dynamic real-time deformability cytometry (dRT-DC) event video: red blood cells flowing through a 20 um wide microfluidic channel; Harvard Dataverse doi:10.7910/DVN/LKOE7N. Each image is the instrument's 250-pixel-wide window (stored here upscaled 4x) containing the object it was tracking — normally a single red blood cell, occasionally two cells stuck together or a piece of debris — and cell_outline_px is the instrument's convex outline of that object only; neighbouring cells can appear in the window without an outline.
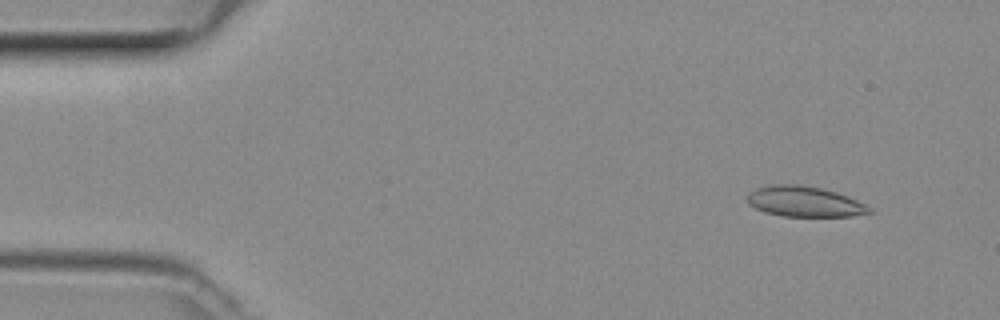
{"species": "common noctule bat (a hibernating species)", "species_latin": "Nyctalus noctula", "temperature_condition": "room temperature", "stored_images_in_passage": 49, "camera_frame_rate_fps": 3000, "um_per_image_px": 0.085, "animal": {"sex": "female", "body_mass_g": 29.2, "forearm_length_mm": 56.3}, "frame": {"image": 1, "passage_image": 5, "time_ms": 1.333, "image_size_px": [1000, 320], "cell_outline_px": [[872, 212], [852, 216], [784, 216], [764, 212], [748, 204], [748, 192], [756, 188], [772, 184], [800, 184], [820, 188], [836, 192], [848, 196], [872, 208]], "centroid_in_image_um": [68.36, 17.13], "position_along_channel_um": 16.6, "area_um2": 21.62}}
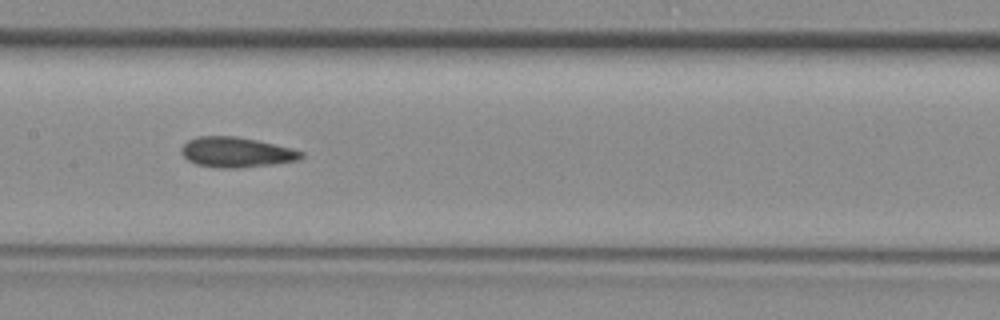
{"frame": {"image": 2, "passage_image": 24, "time_ms": 7.667, "image_size_px": [1000, 320], "cell_outline_px": [[304, 156], [296, 160], [272, 164], [236, 168], [220, 168], [196, 164], [188, 160], [180, 152], [180, 148], [188, 140], [196, 136], [236, 136], [256, 140], [292, 148], [304, 152]], "centroid_in_image_um": [20.06, 12.93], "position_along_channel_um": 187.3, "area_um2": 20.98}}
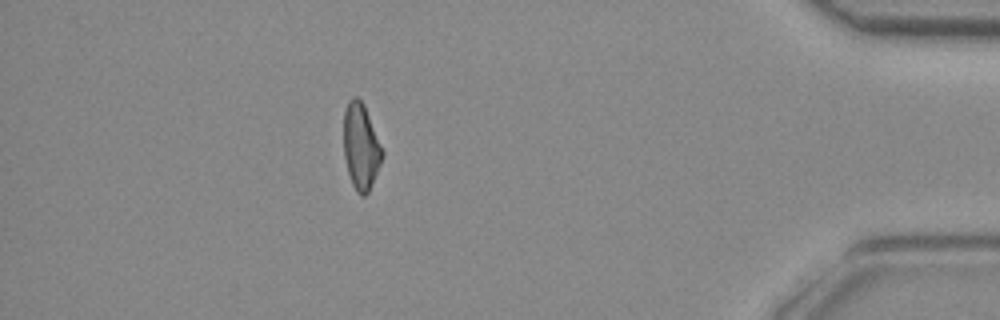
{"frame": {"image": 3, "passage_image": 43, "time_ms": 14.0, "image_size_px": [1000, 320], "cell_outline_px": [[384, 152], [380, 164], [368, 192], [364, 196], [360, 196], [356, 192], [352, 184], [348, 172], [344, 156], [344, 112], [348, 100], [352, 96], [356, 96], [364, 104]], "centroid_in_image_um": [30.67, 12.44], "position_along_channel_um": 404.5, "area_um2": 19.25}}